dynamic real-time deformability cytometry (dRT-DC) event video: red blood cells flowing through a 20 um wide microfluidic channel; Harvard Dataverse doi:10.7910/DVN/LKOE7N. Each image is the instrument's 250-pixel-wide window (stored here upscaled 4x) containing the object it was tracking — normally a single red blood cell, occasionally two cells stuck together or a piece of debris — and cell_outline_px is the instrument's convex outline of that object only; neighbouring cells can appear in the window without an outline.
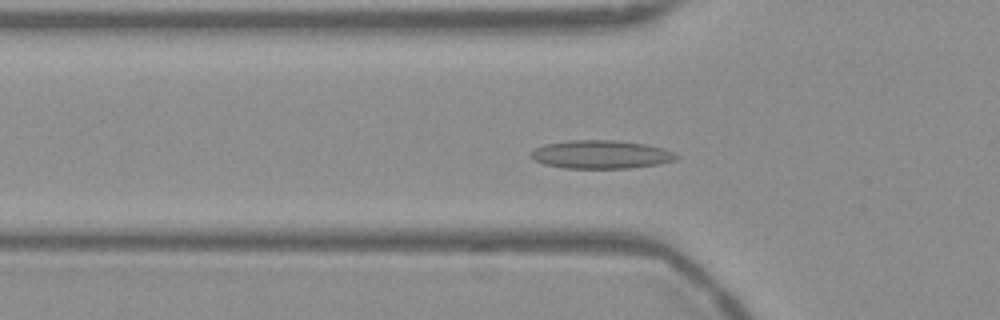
{"species": "Egyptian fruit bat (a non-hibernating species)", "species_latin": "Rousettus aegyptiacus", "temperature_condition": "warm", "stored_images_in_passage": 54, "camera_frame_rate_fps": 3000, "um_per_image_px": 0.085, "frame": {"image": 1, "passage_image": 17, "time_ms": 5.333, "image_size_px": [1000, 320], "cell_outline_px": [[680, 156], [676, 160], [660, 164], [628, 168], [564, 168], [544, 164], [528, 156], [528, 152], [544, 144], [568, 140], [616, 140], [644, 144], [664, 148], [676, 152]], "centroid_in_image_um": [51.09, 13.12], "position_along_channel_um": 74.7, "area_um2": 24.28}}
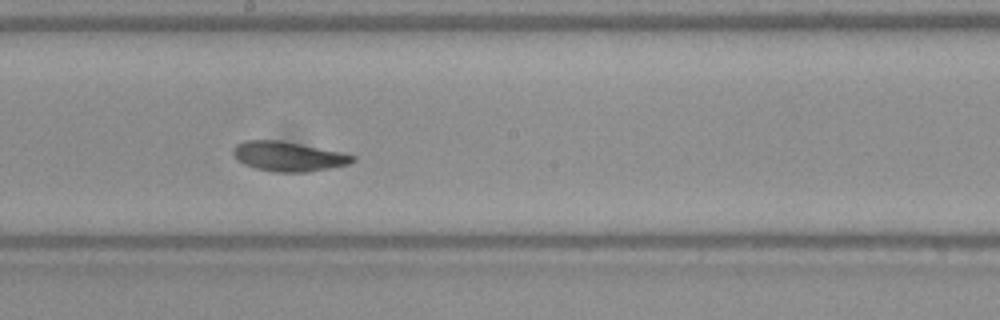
{"frame": {"image": 2, "passage_image": 29, "time_ms": 9.333, "image_size_px": [1000, 320], "cell_outline_px": [[356, 160], [348, 164], [308, 172], [276, 172], [256, 168], [244, 164], [236, 160], [232, 152], [232, 148], [236, 144], [244, 140], [280, 140], [340, 152], [356, 156]], "centroid_in_image_um": [24.46, 13.29], "position_along_channel_um": 223.7, "area_um2": 20.58}}
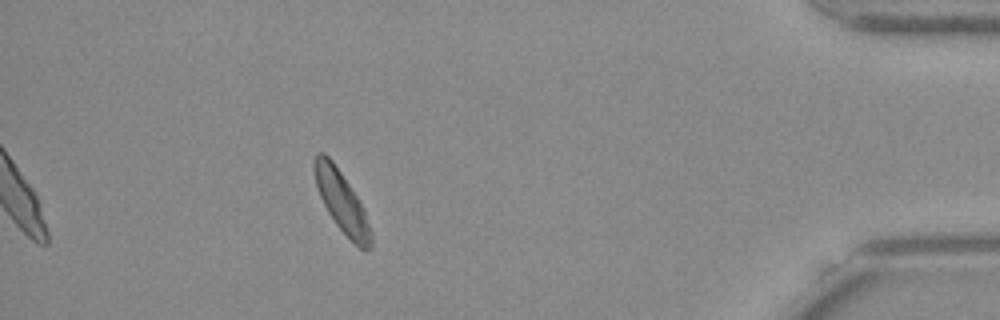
{"frame": {"image": 3, "passage_image": 48, "time_ms": 15.667, "image_size_px": [1000, 320], "cell_outline_px": [[372, 248], [364, 252], [336, 224], [328, 212], [320, 196], [316, 184], [312, 168], [312, 160], [316, 152], [324, 152], [332, 160], [356, 196], [364, 212], [372, 232]], "centroid_in_image_um": [29.01, 17.12], "position_along_channel_um": 406.2, "area_um2": 19.77}, "authors_computed_cell_mechanics": {"area_um2": 20.7213, "velocity_mm_per_s": 3.7085, "shape_relaxation_time_tau1_ms": 5.7097, "shape_relaxation_time_tau2_ms": 2.2197, "deformation_change_tau1": 0.1183, "deformation_change_tau2": 0.057}}